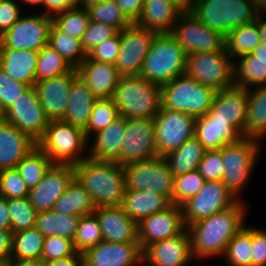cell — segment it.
Here are the masks:
<instances>
[{
  "mask_svg": "<svg viewBox=\"0 0 266 266\" xmlns=\"http://www.w3.org/2000/svg\"><path fill=\"white\" fill-rule=\"evenodd\" d=\"M73 166L74 178L89 192L95 208L121 205L126 190L122 165L88 157Z\"/></svg>",
  "mask_w": 266,
  "mask_h": 266,
  "instance_id": "2",
  "label": "cell"
},
{
  "mask_svg": "<svg viewBox=\"0 0 266 266\" xmlns=\"http://www.w3.org/2000/svg\"><path fill=\"white\" fill-rule=\"evenodd\" d=\"M215 94L214 89L184 74L161 86V107L197 118L209 111Z\"/></svg>",
  "mask_w": 266,
  "mask_h": 266,
  "instance_id": "6",
  "label": "cell"
},
{
  "mask_svg": "<svg viewBox=\"0 0 266 266\" xmlns=\"http://www.w3.org/2000/svg\"><path fill=\"white\" fill-rule=\"evenodd\" d=\"M38 55V51L0 47V69L13 79L34 86Z\"/></svg>",
  "mask_w": 266,
  "mask_h": 266,
  "instance_id": "28",
  "label": "cell"
},
{
  "mask_svg": "<svg viewBox=\"0 0 266 266\" xmlns=\"http://www.w3.org/2000/svg\"><path fill=\"white\" fill-rule=\"evenodd\" d=\"M3 120L13 124L36 143L41 139L50 122L34 86H29L5 110Z\"/></svg>",
  "mask_w": 266,
  "mask_h": 266,
  "instance_id": "11",
  "label": "cell"
},
{
  "mask_svg": "<svg viewBox=\"0 0 266 266\" xmlns=\"http://www.w3.org/2000/svg\"><path fill=\"white\" fill-rule=\"evenodd\" d=\"M244 209L243 202L238 200L231 207L188 225L193 257L223 255L228 243L244 226Z\"/></svg>",
  "mask_w": 266,
  "mask_h": 266,
  "instance_id": "1",
  "label": "cell"
},
{
  "mask_svg": "<svg viewBox=\"0 0 266 266\" xmlns=\"http://www.w3.org/2000/svg\"><path fill=\"white\" fill-rule=\"evenodd\" d=\"M207 149L194 136L184 142L163 158L167 162L174 177L198 170L200 161L205 156Z\"/></svg>",
  "mask_w": 266,
  "mask_h": 266,
  "instance_id": "33",
  "label": "cell"
},
{
  "mask_svg": "<svg viewBox=\"0 0 266 266\" xmlns=\"http://www.w3.org/2000/svg\"><path fill=\"white\" fill-rule=\"evenodd\" d=\"M80 218L76 215L57 213L53 210L41 211L37 214L35 227L45 237L57 235L73 241Z\"/></svg>",
  "mask_w": 266,
  "mask_h": 266,
  "instance_id": "36",
  "label": "cell"
},
{
  "mask_svg": "<svg viewBox=\"0 0 266 266\" xmlns=\"http://www.w3.org/2000/svg\"><path fill=\"white\" fill-rule=\"evenodd\" d=\"M233 64L225 49L192 53L187 56L186 74L204 86L220 91L234 86Z\"/></svg>",
  "mask_w": 266,
  "mask_h": 266,
  "instance_id": "9",
  "label": "cell"
},
{
  "mask_svg": "<svg viewBox=\"0 0 266 266\" xmlns=\"http://www.w3.org/2000/svg\"><path fill=\"white\" fill-rule=\"evenodd\" d=\"M237 201L222 180L206 181L194 197L180 205L185 227L223 211Z\"/></svg>",
  "mask_w": 266,
  "mask_h": 266,
  "instance_id": "14",
  "label": "cell"
},
{
  "mask_svg": "<svg viewBox=\"0 0 266 266\" xmlns=\"http://www.w3.org/2000/svg\"><path fill=\"white\" fill-rule=\"evenodd\" d=\"M48 46L56 50L75 69L87 58L81 40L61 31L54 23L49 31Z\"/></svg>",
  "mask_w": 266,
  "mask_h": 266,
  "instance_id": "38",
  "label": "cell"
},
{
  "mask_svg": "<svg viewBox=\"0 0 266 266\" xmlns=\"http://www.w3.org/2000/svg\"><path fill=\"white\" fill-rule=\"evenodd\" d=\"M260 139L242 137L240 140L228 143L221 149L224 163L222 182L232 195L240 200L239 192L243 189L251 171L254 168L255 160L259 151L258 141Z\"/></svg>",
  "mask_w": 266,
  "mask_h": 266,
  "instance_id": "8",
  "label": "cell"
},
{
  "mask_svg": "<svg viewBox=\"0 0 266 266\" xmlns=\"http://www.w3.org/2000/svg\"><path fill=\"white\" fill-rule=\"evenodd\" d=\"M54 163L36 146L16 166L28 189L35 187Z\"/></svg>",
  "mask_w": 266,
  "mask_h": 266,
  "instance_id": "41",
  "label": "cell"
},
{
  "mask_svg": "<svg viewBox=\"0 0 266 266\" xmlns=\"http://www.w3.org/2000/svg\"><path fill=\"white\" fill-rule=\"evenodd\" d=\"M194 136L207 149H222L226 144L240 140L243 135L226 120L208 119L205 115L195 119Z\"/></svg>",
  "mask_w": 266,
  "mask_h": 266,
  "instance_id": "29",
  "label": "cell"
},
{
  "mask_svg": "<svg viewBox=\"0 0 266 266\" xmlns=\"http://www.w3.org/2000/svg\"><path fill=\"white\" fill-rule=\"evenodd\" d=\"M4 113H5V111H4V109H3V107H2V105H1V103H0V121L3 120V118H4Z\"/></svg>",
  "mask_w": 266,
  "mask_h": 266,
  "instance_id": "69",
  "label": "cell"
},
{
  "mask_svg": "<svg viewBox=\"0 0 266 266\" xmlns=\"http://www.w3.org/2000/svg\"><path fill=\"white\" fill-rule=\"evenodd\" d=\"M76 70L97 99L113 98L121 78L114 64L86 58Z\"/></svg>",
  "mask_w": 266,
  "mask_h": 266,
  "instance_id": "25",
  "label": "cell"
},
{
  "mask_svg": "<svg viewBox=\"0 0 266 266\" xmlns=\"http://www.w3.org/2000/svg\"><path fill=\"white\" fill-rule=\"evenodd\" d=\"M29 189L16 168L0 170V196L6 199L26 198Z\"/></svg>",
  "mask_w": 266,
  "mask_h": 266,
  "instance_id": "50",
  "label": "cell"
},
{
  "mask_svg": "<svg viewBox=\"0 0 266 266\" xmlns=\"http://www.w3.org/2000/svg\"><path fill=\"white\" fill-rule=\"evenodd\" d=\"M256 59L266 60V44L260 42V44L251 52Z\"/></svg>",
  "mask_w": 266,
  "mask_h": 266,
  "instance_id": "66",
  "label": "cell"
},
{
  "mask_svg": "<svg viewBox=\"0 0 266 266\" xmlns=\"http://www.w3.org/2000/svg\"><path fill=\"white\" fill-rule=\"evenodd\" d=\"M137 229L142 250L156 241L179 235L186 229L181 207L171 204L168 208L142 219L137 224Z\"/></svg>",
  "mask_w": 266,
  "mask_h": 266,
  "instance_id": "19",
  "label": "cell"
},
{
  "mask_svg": "<svg viewBox=\"0 0 266 266\" xmlns=\"http://www.w3.org/2000/svg\"><path fill=\"white\" fill-rule=\"evenodd\" d=\"M187 56L171 33L156 34L139 76L162 86L186 74Z\"/></svg>",
  "mask_w": 266,
  "mask_h": 266,
  "instance_id": "3",
  "label": "cell"
},
{
  "mask_svg": "<svg viewBox=\"0 0 266 266\" xmlns=\"http://www.w3.org/2000/svg\"><path fill=\"white\" fill-rule=\"evenodd\" d=\"M126 190L154 191L172 203L174 175L163 157L132 162L123 166Z\"/></svg>",
  "mask_w": 266,
  "mask_h": 266,
  "instance_id": "10",
  "label": "cell"
},
{
  "mask_svg": "<svg viewBox=\"0 0 266 266\" xmlns=\"http://www.w3.org/2000/svg\"><path fill=\"white\" fill-rule=\"evenodd\" d=\"M262 13L258 14L256 20L254 21L257 24L258 27V32H259V40L260 42L266 44V18L264 16L266 15H262Z\"/></svg>",
  "mask_w": 266,
  "mask_h": 266,
  "instance_id": "63",
  "label": "cell"
},
{
  "mask_svg": "<svg viewBox=\"0 0 266 266\" xmlns=\"http://www.w3.org/2000/svg\"><path fill=\"white\" fill-rule=\"evenodd\" d=\"M23 82L17 81L0 69V103L4 111L28 88Z\"/></svg>",
  "mask_w": 266,
  "mask_h": 266,
  "instance_id": "55",
  "label": "cell"
},
{
  "mask_svg": "<svg viewBox=\"0 0 266 266\" xmlns=\"http://www.w3.org/2000/svg\"><path fill=\"white\" fill-rule=\"evenodd\" d=\"M77 76L78 72L74 68L67 74L35 82L39 101L49 120H61L64 117L70 88Z\"/></svg>",
  "mask_w": 266,
  "mask_h": 266,
  "instance_id": "22",
  "label": "cell"
},
{
  "mask_svg": "<svg viewBox=\"0 0 266 266\" xmlns=\"http://www.w3.org/2000/svg\"><path fill=\"white\" fill-rule=\"evenodd\" d=\"M93 213L100 223L102 240L113 243L138 241L137 223L121 206L99 207Z\"/></svg>",
  "mask_w": 266,
  "mask_h": 266,
  "instance_id": "24",
  "label": "cell"
},
{
  "mask_svg": "<svg viewBox=\"0 0 266 266\" xmlns=\"http://www.w3.org/2000/svg\"><path fill=\"white\" fill-rule=\"evenodd\" d=\"M74 68L54 49L45 46L39 51L36 65V82L67 74Z\"/></svg>",
  "mask_w": 266,
  "mask_h": 266,
  "instance_id": "43",
  "label": "cell"
},
{
  "mask_svg": "<svg viewBox=\"0 0 266 266\" xmlns=\"http://www.w3.org/2000/svg\"><path fill=\"white\" fill-rule=\"evenodd\" d=\"M113 100L125 118L154 119L161 107V86L141 76H121Z\"/></svg>",
  "mask_w": 266,
  "mask_h": 266,
  "instance_id": "4",
  "label": "cell"
},
{
  "mask_svg": "<svg viewBox=\"0 0 266 266\" xmlns=\"http://www.w3.org/2000/svg\"><path fill=\"white\" fill-rule=\"evenodd\" d=\"M52 24V16L44 13L34 16H21L8 31L0 36V47L39 52L48 45L49 31Z\"/></svg>",
  "mask_w": 266,
  "mask_h": 266,
  "instance_id": "15",
  "label": "cell"
},
{
  "mask_svg": "<svg viewBox=\"0 0 266 266\" xmlns=\"http://www.w3.org/2000/svg\"><path fill=\"white\" fill-rule=\"evenodd\" d=\"M236 59L239 63L234 60V86L248 90L252 85H266V60L256 59L251 53Z\"/></svg>",
  "mask_w": 266,
  "mask_h": 266,
  "instance_id": "37",
  "label": "cell"
},
{
  "mask_svg": "<svg viewBox=\"0 0 266 266\" xmlns=\"http://www.w3.org/2000/svg\"><path fill=\"white\" fill-rule=\"evenodd\" d=\"M9 266H46L42 259L38 260H10Z\"/></svg>",
  "mask_w": 266,
  "mask_h": 266,
  "instance_id": "64",
  "label": "cell"
},
{
  "mask_svg": "<svg viewBox=\"0 0 266 266\" xmlns=\"http://www.w3.org/2000/svg\"><path fill=\"white\" fill-rule=\"evenodd\" d=\"M118 32L119 31L113 26L90 21L81 40L82 48L87 54L95 46L114 37Z\"/></svg>",
  "mask_w": 266,
  "mask_h": 266,
  "instance_id": "52",
  "label": "cell"
},
{
  "mask_svg": "<svg viewBox=\"0 0 266 266\" xmlns=\"http://www.w3.org/2000/svg\"><path fill=\"white\" fill-rule=\"evenodd\" d=\"M252 266H266V231L251 227Z\"/></svg>",
  "mask_w": 266,
  "mask_h": 266,
  "instance_id": "56",
  "label": "cell"
},
{
  "mask_svg": "<svg viewBox=\"0 0 266 266\" xmlns=\"http://www.w3.org/2000/svg\"><path fill=\"white\" fill-rule=\"evenodd\" d=\"M101 241L102 233L97 216L94 213L82 216L73 239L75 251L83 254Z\"/></svg>",
  "mask_w": 266,
  "mask_h": 266,
  "instance_id": "47",
  "label": "cell"
},
{
  "mask_svg": "<svg viewBox=\"0 0 266 266\" xmlns=\"http://www.w3.org/2000/svg\"><path fill=\"white\" fill-rule=\"evenodd\" d=\"M191 13L224 37L254 22L259 14L251 0H196Z\"/></svg>",
  "mask_w": 266,
  "mask_h": 266,
  "instance_id": "5",
  "label": "cell"
},
{
  "mask_svg": "<svg viewBox=\"0 0 266 266\" xmlns=\"http://www.w3.org/2000/svg\"><path fill=\"white\" fill-rule=\"evenodd\" d=\"M247 95L245 137L262 139L266 135V85L248 89Z\"/></svg>",
  "mask_w": 266,
  "mask_h": 266,
  "instance_id": "34",
  "label": "cell"
},
{
  "mask_svg": "<svg viewBox=\"0 0 266 266\" xmlns=\"http://www.w3.org/2000/svg\"><path fill=\"white\" fill-rule=\"evenodd\" d=\"M126 18L135 23L139 18L144 0H115Z\"/></svg>",
  "mask_w": 266,
  "mask_h": 266,
  "instance_id": "58",
  "label": "cell"
},
{
  "mask_svg": "<svg viewBox=\"0 0 266 266\" xmlns=\"http://www.w3.org/2000/svg\"><path fill=\"white\" fill-rule=\"evenodd\" d=\"M88 143L83 129L63 120H50L37 146L54 164L74 165L88 158L78 156Z\"/></svg>",
  "mask_w": 266,
  "mask_h": 266,
  "instance_id": "7",
  "label": "cell"
},
{
  "mask_svg": "<svg viewBox=\"0 0 266 266\" xmlns=\"http://www.w3.org/2000/svg\"><path fill=\"white\" fill-rule=\"evenodd\" d=\"M182 12H191L196 0H171Z\"/></svg>",
  "mask_w": 266,
  "mask_h": 266,
  "instance_id": "65",
  "label": "cell"
},
{
  "mask_svg": "<svg viewBox=\"0 0 266 266\" xmlns=\"http://www.w3.org/2000/svg\"><path fill=\"white\" fill-rule=\"evenodd\" d=\"M247 98V90L237 86L216 91L212 106L205 116L208 119L226 120L245 137Z\"/></svg>",
  "mask_w": 266,
  "mask_h": 266,
  "instance_id": "23",
  "label": "cell"
},
{
  "mask_svg": "<svg viewBox=\"0 0 266 266\" xmlns=\"http://www.w3.org/2000/svg\"><path fill=\"white\" fill-rule=\"evenodd\" d=\"M53 23L63 32L82 40L90 22L85 8L74 7L52 16Z\"/></svg>",
  "mask_w": 266,
  "mask_h": 266,
  "instance_id": "46",
  "label": "cell"
},
{
  "mask_svg": "<svg viewBox=\"0 0 266 266\" xmlns=\"http://www.w3.org/2000/svg\"><path fill=\"white\" fill-rule=\"evenodd\" d=\"M53 211L78 217L92 214L95 206L89 192L74 178L66 191L54 203Z\"/></svg>",
  "mask_w": 266,
  "mask_h": 266,
  "instance_id": "35",
  "label": "cell"
},
{
  "mask_svg": "<svg viewBox=\"0 0 266 266\" xmlns=\"http://www.w3.org/2000/svg\"><path fill=\"white\" fill-rule=\"evenodd\" d=\"M205 182L206 180L198 170L174 177L172 204L180 206L186 200L194 197Z\"/></svg>",
  "mask_w": 266,
  "mask_h": 266,
  "instance_id": "49",
  "label": "cell"
},
{
  "mask_svg": "<svg viewBox=\"0 0 266 266\" xmlns=\"http://www.w3.org/2000/svg\"><path fill=\"white\" fill-rule=\"evenodd\" d=\"M19 2L22 3H27L29 5H39V4H43V0H18Z\"/></svg>",
  "mask_w": 266,
  "mask_h": 266,
  "instance_id": "68",
  "label": "cell"
},
{
  "mask_svg": "<svg viewBox=\"0 0 266 266\" xmlns=\"http://www.w3.org/2000/svg\"><path fill=\"white\" fill-rule=\"evenodd\" d=\"M0 266H9V261L0 260Z\"/></svg>",
  "mask_w": 266,
  "mask_h": 266,
  "instance_id": "70",
  "label": "cell"
},
{
  "mask_svg": "<svg viewBox=\"0 0 266 266\" xmlns=\"http://www.w3.org/2000/svg\"><path fill=\"white\" fill-rule=\"evenodd\" d=\"M192 257L187 229L179 235L156 241L143 250V263L151 266H186Z\"/></svg>",
  "mask_w": 266,
  "mask_h": 266,
  "instance_id": "21",
  "label": "cell"
},
{
  "mask_svg": "<svg viewBox=\"0 0 266 266\" xmlns=\"http://www.w3.org/2000/svg\"><path fill=\"white\" fill-rule=\"evenodd\" d=\"M195 119L185 112L160 107L154 117L155 141L160 157L194 137Z\"/></svg>",
  "mask_w": 266,
  "mask_h": 266,
  "instance_id": "13",
  "label": "cell"
},
{
  "mask_svg": "<svg viewBox=\"0 0 266 266\" xmlns=\"http://www.w3.org/2000/svg\"><path fill=\"white\" fill-rule=\"evenodd\" d=\"M44 238L36 227L13 233L10 260L41 259Z\"/></svg>",
  "mask_w": 266,
  "mask_h": 266,
  "instance_id": "39",
  "label": "cell"
},
{
  "mask_svg": "<svg viewBox=\"0 0 266 266\" xmlns=\"http://www.w3.org/2000/svg\"><path fill=\"white\" fill-rule=\"evenodd\" d=\"M7 207L11 218V232L34 228L38 212L26 198L7 199Z\"/></svg>",
  "mask_w": 266,
  "mask_h": 266,
  "instance_id": "45",
  "label": "cell"
},
{
  "mask_svg": "<svg viewBox=\"0 0 266 266\" xmlns=\"http://www.w3.org/2000/svg\"><path fill=\"white\" fill-rule=\"evenodd\" d=\"M157 33L131 23L120 31L121 45L115 66L121 76H138Z\"/></svg>",
  "mask_w": 266,
  "mask_h": 266,
  "instance_id": "17",
  "label": "cell"
},
{
  "mask_svg": "<svg viewBox=\"0 0 266 266\" xmlns=\"http://www.w3.org/2000/svg\"><path fill=\"white\" fill-rule=\"evenodd\" d=\"M0 229L11 230V218L7 207V199L0 196Z\"/></svg>",
  "mask_w": 266,
  "mask_h": 266,
  "instance_id": "62",
  "label": "cell"
},
{
  "mask_svg": "<svg viewBox=\"0 0 266 266\" xmlns=\"http://www.w3.org/2000/svg\"><path fill=\"white\" fill-rule=\"evenodd\" d=\"M96 100V96L78 75L72 82L66 113L61 120L85 130Z\"/></svg>",
  "mask_w": 266,
  "mask_h": 266,
  "instance_id": "31",
  "label": "cell"
},
{
  "mask_svg": "<svg viewBox=\"0 0 266 266\" xmlns=\"http://www.w3.org/2000/svg\"><path fill=\"white\" fill-rule=\"evenodd\" d=\"M42 5H44L47 10H45L44 14L54 16L59 12H63L65 10L76 7V2L74 0H43ZM51 12H53L52 15L50 14Z\"/></svg>",
  "mask_w": 266,
  "mask_h": 266,
  "instance_id": "59",
  "label": "cell"
},
{
  "mask_svg": "<svg viewBox=\"0 0 266 266\" xmlns=\"http://www.w3.org/2000/svg\"><path fill=\"white\" fill-rule=\"evenodd\" d=\"M37 143L13 124L0 121V170L16 168Z\"/></svg>",
  "mask_w": 266,
  "mask_h": 266,
  "instance_id": "26",
  "label": "cell"
},
{
  "mask_svg": "<svg viewBox=\"0 0 266 266\" xmlns=\"http://www.w3.org/2000/svg\"><path fill=\"white\" fill-rule=\"evenodd\" d=\"M122 142L120 158L116 161L122 166L159 157L155 141L154 119L126 118Z\"/></svg>",
  "mask_w": 266,
  "mask_h": 266,
  "instance_id": "16",
  "label": "cell"
},
{
  "mask_svg": "<svg viewBox=\"0 0 266 266\" xmlns=\"http://www.w3.org/2000/svg\"><path fill=\"white\" fill-rule=\"evenodd\" d=\"M251 227L245 225L228 243L223 255L230 266H252Z\"/></svg>",
  "mask_w": 266,
  "mask_h": 266,
  "instance_id": "42",
  "label": "cell"
},
{
  "mask_svg": "<svg viewBox=\"0 0 266 266\" xmlns=\"http://www.w3.org/2000/svg\"><path fill=\"white\" fill-rule=\"evenodd\" d=\"M125 129L126 118L120 116L107 128L96 132L88 157L98 161L116 162L120 158Z\"/></svg>",
  "mask_w": 266,
  "mask_h": 266,
  "instance_id": "30",
  "label": "cell"
},
{
  "mask_svg": "<svg viewBox=\"0 0 266 266\" xmlns=\"http://www.w3.org/2000/svg\"><path fill=\"white\" fill-rule=\"evenodd\" d=\"M224 167L221 149L207 150L198 165V171L206 181H215L222 179Z\"/></svg>",
  "mask_w": 266,
  "mask_h": 266,
  "instance_id": "53",
  "label": "cell"
},
{
  "mask_svg": "<svg viewBox=\"0 0 266 266\" xmlns=\"http://www.w3.org/2000/svg\"><path fill=\"white\" fill-rule=\"evenodd\" d=\"M74 179V166L53 164L42 180L29 189L28 199L37 212L53 209L54 203Z\"/></svg>",
  "mask_w": 266,
  "mask_h": 266,
  "instance_id": "18",
  "label": "cell"
},
{
  "mask_svg": "<svg viewBox=\"0 0 266 266\" xmlns=\"http://www.w3.org/2000/svg\"><path fill=\"white\" fill-rule=\"evenodd\" d=\"M259 32L255 22L233 29L225 36L226 53L233 58L251 53L259 44Z\"/></svg>",
  "mask_w": 266,
  "mask_h": 266,
  "instance_id": "40",
  "label": "cell"
},
{
  "mask_svg": "<svg viewBox=\"0 0 266 266\" xmlns=\"http://www.w3.org/2000/svg\"><path fill=\"white\" fill-rule=\"evenodd\" d=\"M121 45L120 32L105 40L87 53V59L101 63L115 64Z\"/></svg>",
  "mask_w": 266,
  "mask_h": 266,
  "instance_id": "54",
  "label": "cell"
},
{
  "mask_svg": "<svg viewBox=\"0 0 266 266\" xmlns=\"http://www.w3.org/2000/svg\"><path fill=\"white\" fill-rule=\"evenodd\" d=\"M143 263L139 241L113 243L102 240L83 253L84 266H133Z\"/></svg>",
  "mask_w": 266,
  "mask_h": 266,
  "instance_id": "20",
  "label": "cell"
},
{
  "mask_svg": "<svg viewBox=\"0 0 266 266\" xmlns=\"http://www.w3.org/2000/svg\"><path fill=\"white\" fill-rule=\"evenodd\" d=\"M86 10L90 21L113 26L119 32L131 24L115 0L99 2L87 7Z\"/></svg>",
  "mask_w": 266,
  "mask_h": 266,
  "instance_id": "44",
  "label": "cell"
},
{
  "mask_svg": "<svg viewBox=\"0 0 266 266\" xmlns=\"http://www.w3.org/2000/svg\"><path fill=\"white\" fill-rule=\"evenodd\" d=\"M119 117L120 114L113 98L97 99L84 130L87 138L91 137L92 132L95 134L99 130L107 128Z\"/></svg>",
  "mask_w": 266,
  "mask_h": 266,
  "instance_id": "48",
  "label": "cell"
},
{
  "mask_svg": "<svg viewBox=\"0 0 266 266\" xmlns=\"http://www.w3.org/2000/svg\"><path fill=\"white\" fill-rule=\"evenodd\" d=\"M12 234L11 230L0 229V260L10 261L12 253Z\"/></svg>",
  "mask_w": 266,
  "mask_h": 266,
  "instance_id": "60",
  "label": "cell"
},
{
  "mask_svg": "<svg viewBox=\"0 0 266 266\" xmlns=\"http://www.w3.org/2000/svg\"><path fill=\"white\" fill-rule=\"evenodd\" d=\"M181 13L171 0H144L135 24L157 34L170 33Z\"/></svg>",
  "mask_w": 266,
  "mask_h": 266,
  "instance_id": "27",
  "label": "cell"
},
{
  "mask_svg": "<svg viewBox=\"0 0 266 266\" xmlns=\"http://www.w3.org/2000/svg\"><path fill=\"white\" fill-rule=\"evenodd\" d=\"M20 8L13 0H3L0 3V36L20 19Z\"/></svg>",
  "mask_w": 266,
  "mask_h": 266,
  "instance_id": "57",
  "label": "cell"
},
{
  "mask_svg": "<svg viewBox=\"0 0 266 266\" xmlns=\"http://www.w3.org/2000/svg\"><path fill=\"white\" fill-rule=\"evenodd\" d=\"M75 253L72 240L53 235L44 238L41 259L47 263L70 257Z\"/></svg>",
  "mask_w": 266,
  "mask_h": 266,
  "instance_id": "51",
  "label": "cell"
},
{
  "mask_svg": "<svg viewBox=\"0 0 266 266\" xmlns=\"http://www.w3.org/2000/svg\"><path fill=\"white\" fill-rule=\"evenodd\" d=\"M171 201L154 191L125 190L121 207L137 224L144 218L168 208Z\"/></svg>",
  "mask_w": 266,
  "mask_h": 266,
  "instance_id": "32",
  "label": "cell"
},
{
  "mask_svg": "<svg viewBox=\"0 0 266 266\" xmlns=\"http://www.w3.org/2000/svg\"><path fill=\"white\" fill-rule=\"evenodd\" d=\"M46 266H84L83 254L76 252L74 255L46 263Z\"/></svg>",
  "mask_w": 266,
  "mask_h": 266,
  "instance_id": "61",
  "label": "cell"
},
{
  "mask_svg": "<svg viewBox=\"0 0 266 266\" xmlns=\"http://www.w3.org/2000/svg\"><path fill=\"white\" fill-rule=\"evenodd\" d=\"M170 33L187 55L225 49V37L201 23L191 12H182Z\"/></svg>",
  "mask_w": 266,
  "mask_h": 266,
  "instance_id": "12",
  "label": "cell"
},
{
  "mask_svg": "<svg viewBox=\"0 0 266 266\" xmlns=\"http://www.w3.org/2000/svg\"><path fill=\"white\" fill-rule=\"evenodd\" d=\"M102 1H105V0H76V7H78L79 5H82V8L86 9L89 6L97 4Z\"/></svg>",
  "mask_w": 266,
  "mask_h": 266,
  "instance_id": "67",
  "label": "cell"
}]
</instances>
